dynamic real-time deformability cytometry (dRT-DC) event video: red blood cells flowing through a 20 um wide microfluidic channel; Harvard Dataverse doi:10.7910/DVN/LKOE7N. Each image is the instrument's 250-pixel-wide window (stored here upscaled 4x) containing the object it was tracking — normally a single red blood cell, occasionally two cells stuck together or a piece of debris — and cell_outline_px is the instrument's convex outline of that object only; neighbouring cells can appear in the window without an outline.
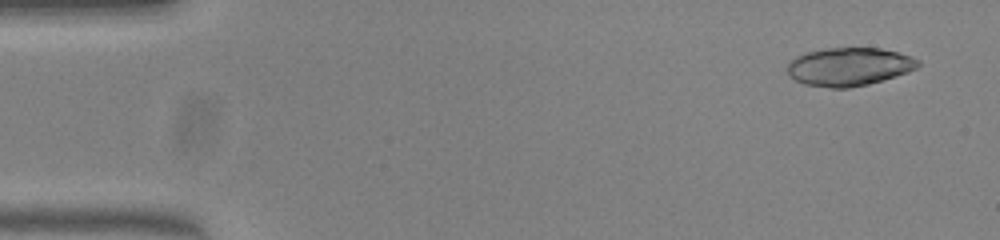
{"species": "common noctule bat (a hibernating species)", "species_latin": "Nyctalus noctula", "temperature_condition": "warm", "stored_images_in_passage": 13, "camera_frame_rate_fps": 3000, "um_per_image_px": 0.085, "animal": {"sex": "female", "body_mass_g": 23.0, "forearm_length_mm": 53.4}, "frame": {"image": 1, "passage_image": 3, "time_ms": 0.667, "image_size_px": [1000, 240], "cell_outline_px": [[920, 64], [916, 68], [908, 72], [896, 76], [868, 84], [848, 88], [832, 88], [804, 84], [788, 76], [788, 64], [796, 56], [804, 52], [824, 48], [880, 48], [912, 56], [920, 60]], "centroid_in_image_um": [72.17, 5.66], "position_along_channel_um": 12.8, "area_um2": 29.19}}